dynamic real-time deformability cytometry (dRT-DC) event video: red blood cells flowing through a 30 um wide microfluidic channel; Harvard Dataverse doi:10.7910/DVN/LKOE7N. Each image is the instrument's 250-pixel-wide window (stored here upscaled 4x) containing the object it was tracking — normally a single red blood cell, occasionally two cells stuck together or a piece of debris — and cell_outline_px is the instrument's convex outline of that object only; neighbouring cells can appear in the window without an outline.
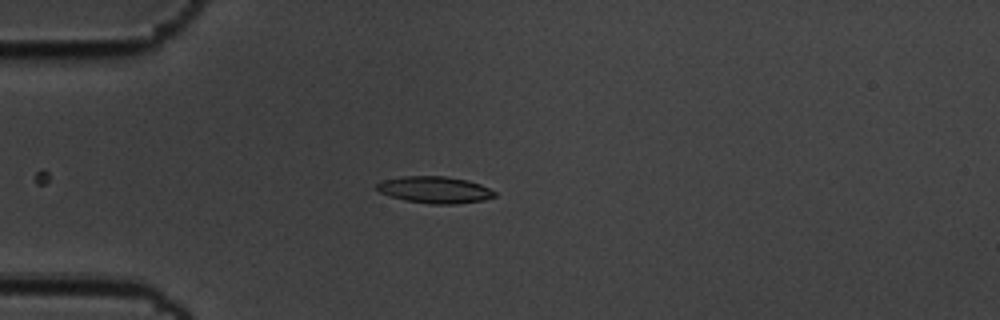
{"species": "common noctule bat (a hibernating species)", "species_latin": "Nyctalus noctula", "temperature_condition": "cold", "stored_images_in_passage": 37, "camera_frame_rate_fps": 3000, "um_per_image_px": 0.085, "animal": {"sex": "male", "body_mass_g": 19.5, "forearm_length_mm": 54.6}, "frame": {"image": 1, "passage_image": 15, "time_ms": 4.667, "image_size_px": [1000, 320], "cell_outline_px": [[496, 196], [484, 200], [456, 204], [432, 204], [404, 200], [380, 192], [376, 188], [376, 184], [384, 180], [404, 176], [444, 176], [468, 180], [480, 184], [496, 192]], "centroid_in_image_um": [36.98, 16.13], "position_along_channel_um": 48.0, "area_um2": 18.26}}
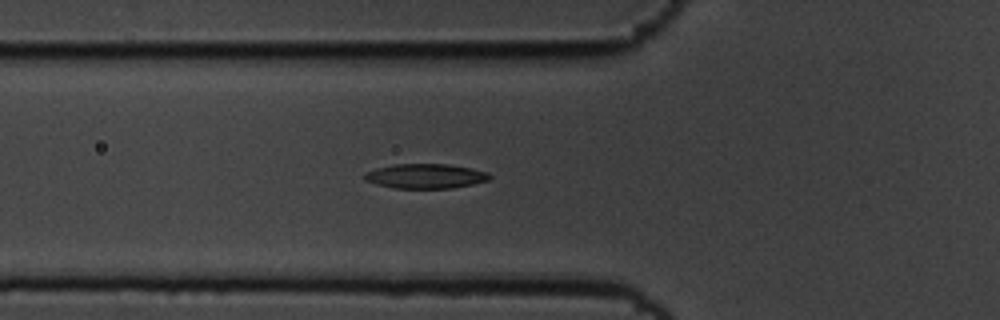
{"frame": {"image": 2, "passage_image": 20, "time_ms": 6.333, "image_size_px": [1000, 320], "cell_outline_px": [[492, 176], [488, 180], [472, 184], [452, 188], [392, 188], [376, 184], [364, 180], [364, 172], [376, 168], [392, 164], [448, 164], [472, 168], [488, 172]], "centroid_in_image_um": [36.15, 14.96], "position_along_channel_um": 89.7, "area_um2": 18.09}}
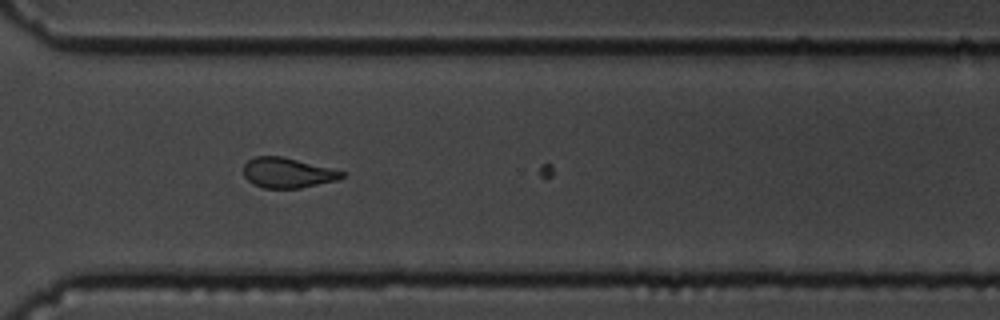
{"frame": {"image": 3, "passage_image": 36, "time_ms": 11.667, "image_size_px": [1000, 320], "cell_outline_px": [[348, 172], [344, 176], [336, 180], [300, 188], [264, 188], [252, 184], [244, 176], [244, 164], [248, 160], [256, 156], [280, 156]], "centroid_in_image_um": [24.43, 14.69], "position_along_channel_um": 346.2, "area_um2": 17.17}}